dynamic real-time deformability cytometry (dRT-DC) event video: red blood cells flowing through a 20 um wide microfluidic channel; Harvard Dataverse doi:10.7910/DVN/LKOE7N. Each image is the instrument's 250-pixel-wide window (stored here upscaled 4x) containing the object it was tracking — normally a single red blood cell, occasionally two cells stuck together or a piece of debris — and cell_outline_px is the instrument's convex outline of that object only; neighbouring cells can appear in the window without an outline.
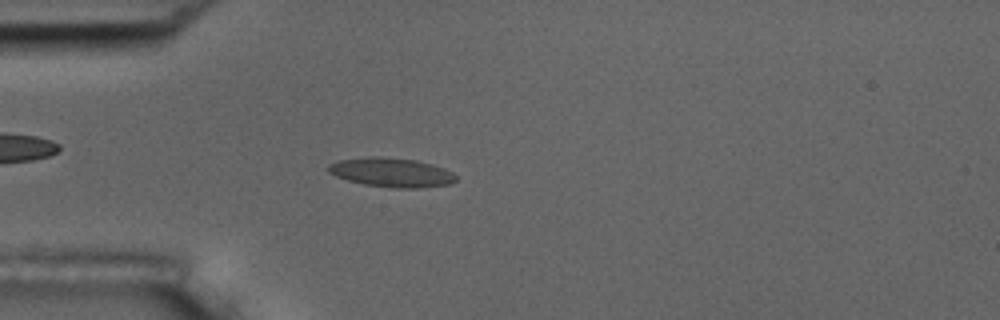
{"species": "common noctule bat (a hibernating species)", "species_latin": "Nyctalus noctula", "temperature_condition": "room temperature", "stored_images_in_passage": 4, "camera_frame_rate_fps": 3000, "um_per_image_px": 0.085, "animal": {"sex": "male", "body_mass_g": 17.5, "forearm_length_mm": 52.3}, "frame": {"image": 1, "passage_image": 4, "time_ms": 3.667, "image_size_px": [1000, 320], "cell_outline_px": [[456, 180], [448, 184], [416, 188], [396, 188], [364, 184], [348, 180], [336, 176], [328, 172], [328, 164], [340, 160], [368, 156], [380, 156], [416, 160], [432, 164], [444, 168], [452, 172], [456, 176]], "centroid_in_image_um": [33.26, 14.64], "position_along_channel_um": 51.7, "area_um2": 21.62}}